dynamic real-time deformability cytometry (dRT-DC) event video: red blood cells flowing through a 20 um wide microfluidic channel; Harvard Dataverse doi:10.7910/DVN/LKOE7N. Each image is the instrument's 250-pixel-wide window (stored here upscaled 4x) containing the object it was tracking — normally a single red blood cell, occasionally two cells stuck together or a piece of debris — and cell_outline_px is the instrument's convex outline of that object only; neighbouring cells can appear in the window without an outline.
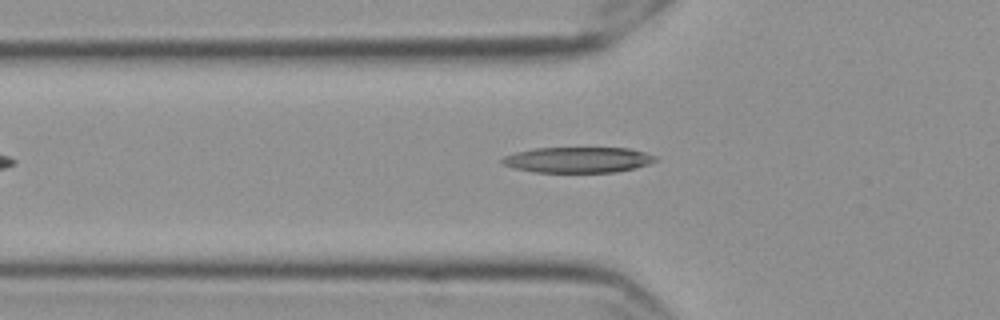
{"species": "Egyptian fruit bat (a non-hibernating species)", "species_latin": "Rousettus aegyptiacus", "temperature_condition": "cold", "stored_images_in_passage": 45, "camera_frame_rate_fps": 3000, "um_per_image_px": 0.085, "frame": {"image": 1, "passage_image": 11, "time_ms": 3.333, "image_size_px": [1000, 320], "cell_outline_px": [[660, 160], [636, 168], [616, 172], [532, 172], [512, 168], [504, 164], [500, 160], [504, 156], [516, 152], [536, 148], [628, 148], [644, 152], [656, 156]], "centroid_in_image_um": [49.14, 13.59], "position_along_channel_um": 76.7, "area_um2": 23.0}}
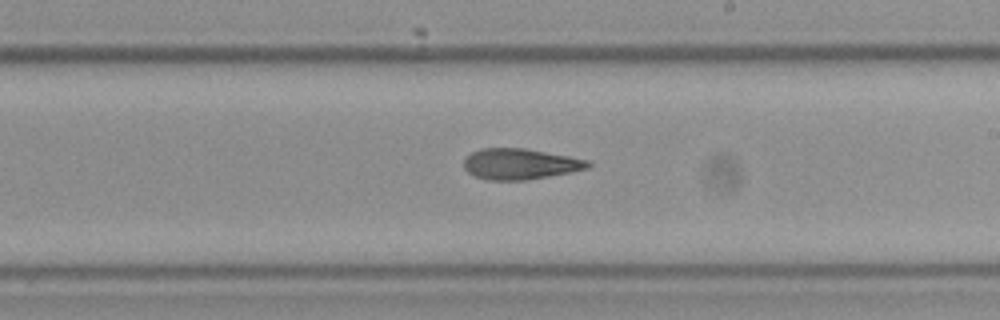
{"frame": {"image": 2, "passage_image": 25, "time_ms": 8.0, "image_size_px": [1000, 320], "cell_outline_px": [[592, 164], [588, 168], [548, 176], [524, 180], [488, 180], [476, 176], [468, 172], [464, 168], [464, 160], [472, 152], [480, 148], [524, 148], [568, 156], [588, 160]], "centroid_in_image_um": [44.19, 13.93], "position_along_channel_um": 244.8, "area_um2": 22.02}}
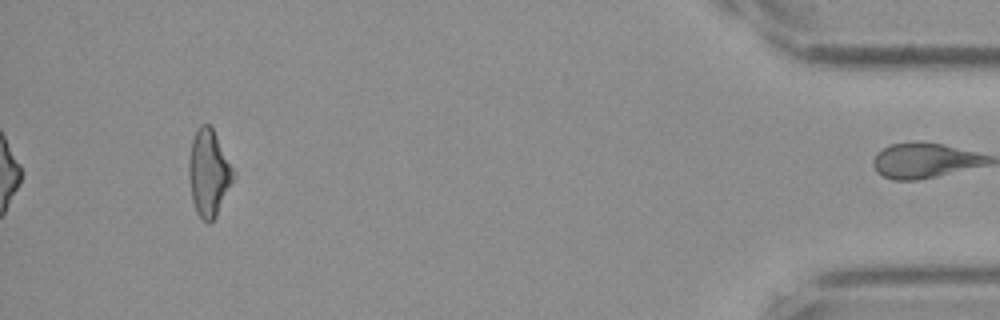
{"frame": {"image": 3, "passage_image": 45, "time_ms": 14.667, "image_size_px": [1000, 320], "cell_outline_px": [[236, 176], [216, 216], [208, 224], [196, 212], [192, 200], [188, 176], [188, 160], [192, 140], [196, 128], [200, 124], [208, 124], [212, 128], [236, 172]], "centroid_in_image_um": [17.74, 14.69], "position_along_channel_um": 417.5, "area_um2": 22.66}, "authors_computed_cell_mechanics": {"area_um2": 22.1952, "velocity_mm_per_s": 3.5742, "shape_relaxation_time_tau1_ms": null, "shape_relaxation_time_tau2_ms": 10.0034, "deformation_change_tau1": null, "deformation_change_tau2": 0.2406}}